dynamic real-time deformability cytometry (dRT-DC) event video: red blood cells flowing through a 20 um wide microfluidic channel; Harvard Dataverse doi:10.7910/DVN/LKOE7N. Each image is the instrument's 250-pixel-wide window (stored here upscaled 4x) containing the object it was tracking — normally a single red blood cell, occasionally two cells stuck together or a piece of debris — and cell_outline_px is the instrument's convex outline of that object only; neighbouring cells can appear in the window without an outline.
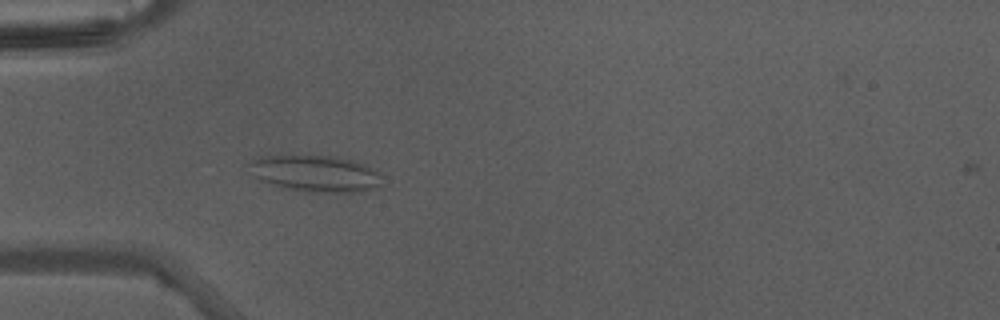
{"species": "Egyptian fruit bat (a non-hibernating species)", "species_latin": "Rousettus aegyptiacus", "temperature_condition": "warm", "stored_images_in_passage": 12, "camera_frame_rate_fps": 3000, "um_per_image_px": 0.085, "animal": {"sex": "male"}, "frame": {"image": 1, "passage_image": 11, "time_ms": 3.333, "image_size_px": [1000, 320], "cell_outline_px": [[380, 184], [360, 192], [304, 192], [284, 188], [260, 180], [252, 176], [244, 164], [256, 156], [340, 156], [364, 164], [376, 172], [380, 176]], "centroid_in_image_um": [26.68, 14.74], "position_along_channel_um": 58.3, "area_um2": 28.44}}